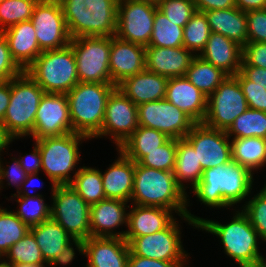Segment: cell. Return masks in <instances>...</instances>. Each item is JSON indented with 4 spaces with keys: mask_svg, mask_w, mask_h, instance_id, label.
Wrapping results in <instances>:
<instances>
[{
    "mask_svg": "<svg viewBox=\"0 0 266 267\" xmlns=\"http://www.w3.org/2000/svg\"><path fill=\"white\" fill-rule=\"evenodd\" d=\"M45 91L25 72L11 79V96L3 125L16 138L30 136Z\"/></svg>",
    "mask_w": 266,
    "mask_h": 267,
    "instance_id": "ba28073f",
    "label": "cell"
},
{
    "mask_svg": "<svg viewBox=\"0 0 266 267\" xmlns=\"http://www.w3.org/2000/svg\"><path fill=\"white\" fill-rule=\"evenodd\" d=\"M51 190V219L73 239L85 241L91 237L90 205L70 185H56Z\"/></svg>",
    "mask_w": 266,
    "mask_h": 267,
    "instance_id": "9c48e42d",
    "label": "cell"
},
{
    "mask_svg": "<svg viewBox=\"0 0 266 267\" xmlns=\"http://www.w3.org/2000/svg\"><path fill=\"white\" fill-rule=\"evenodd\" d=\"M0 267H12V264L3 261H0Z\"/></svg>",
    "mask_w": 266,
    "mask_h": 267,
    "instance_id": "e7e4bbea",
    "label": "cell"
},
{
    "mask_svg": "<svg viewBox=\"0 0 266 267\" xmlns=\"http://www.w3.org/2000/svg\"><path fill=\"white\" fill-rule=\"evenodd\" d=\"M240 84L242 92L247 101L248 107L266 112V90L248 80L240 71L234 76Z\"/></svg>",
    "mask_w": 266,
    "mask_h": 267,
    "instance_id": "bcb514c9",
    "label": "cell"
},
{
    "mask_svg": "<svg viewBox=\"0 0 266 267\" xmlns=\"http://www.w3.org/2000/svg\"><path fill=\"white\" fill-rule=\"evenodd\" d=\"M20 166L27 174L39 173L41 171V154L38 145L35 143L32 153L18 158Z\"/></svg>",
    "mask_w": 266,
    "mask_h": 267,
    "instance_id": "db71d44e",
    "label": "cell"
},
{
    "mask_svg": "<svg viewBox=\"0 0 266 267\" xmlns=\"http://www.w3.org/2000/svg\"><path fill=\"white\" fill-rule=\"evenodd\" d=\"M13 165L9 166H4L3 167V162L1 161V156H0V190L3 188V180L8 181V185H13L17 188V192H19L22 183L25 181L27 177V173L25 170L20 166L19 160L15 157L12 158ZM7 169H6V168ZM6 178V179H5ZM13 183V184H12Z\"/></svg>",
    "mask_w": 266,
    "mask_h": 267,
    "instance_id": "f907efd6",
    "label": "cell"
},
{
    "mask_svg": "<svg viewBox=\"0 0 266 267\" xmlns=\"http://www.w3.org/2000/svg\"><path fill=\"white\" fill-rule=\"evenodd\" d=\"M248 43H266V9L246 12Z\"/></svg>",
    "mask_w": 266,
    "mask_h": 267,
    "instance_id": "c3c4849f",
    "label": "cell"
},
{
    "mask_svg": "<svg viewBox=\"0 0 266 267\" xmlns=\"http://www.w3.org/2000/svg\"><path fill=\"white\" fill-rule=\"evenodd\" d=\"M229 138L261 137L266 139V112L248 108L226 131Z\"/></svg>",
    "mask_w": 266,
    "mask_h": 267,
    "instance_id": "d590c367",
    "label": "cell"
},
{
    "mask_svg": "<svg viewBox=\"0 0 266 267\" xmlns=\"http://www.w3.org/2000/svg\"><path fill=\"white\" fill-rule=\"evenodd\" d=\"M59 2L71 39L115 36L118 0H59Z\"/></svg>",
    "mask_w": 266,
    "mask_h": 267,
    "instance_id": "3957f363",
    "label": "cell"
},
{
    "mask_svg": "<svg viewBox=\"0 0 266 267\" xmlns=\"http://www.w3.org/2000/svg\"><path fill=\"white\" fill-rule=\"evenodd\" d=\"M175 179L173 171L157 170L135 163L133 191L130 202L139 206L172 210L189 225L197 228L203 218L187 209L189 199Z\"/></svg>",
    "mask_w": 266,
    "mask_h": 267,
    "instance_id": "6da1fadb",
    "label": "cell"
},
{
    "mask_svg": "<svg viewBox=\"0 0 266 267\" xmlns=\"http://www.w3.org/2000/svg\"><path fill=\"white\" fill-rule=\"evenodd\" d=\"M197 229L216 235L221 240L224 253L235 260L239 267L255 266L260 256L257 241L261 238L242 209L234 213L229 223L203 219Z\"/></svg>",
    "mask_w": 266,
    "mask_h": 267,
    "instance_id": "5b68a950",
    "label": "cell"
},
{
    "mask_svg": "<svg viewBox=\"0 0 266 267\" xmlns=\"http://www.w3.org/2000/svg\"><path fill=\"white\" fill-rule=\"evenodd\" d=\"M12 198L16 197V202L19 203L20 208L14 211L15 214L26 224L29 228L39 225L43 221L51 218V206L44 201L42 194L39 196H19L13 194Z\"/></svg>",
    "mask_w": 266,
    "mask_h": 267,
    "instance_id": "74e56055",
    "label": "cell"
},
{
    "mask_svg": "<svg viewBox=\"0 0 266 267\" xmlns=\"http://www.w3.org/2000/svg\"><path fill=\"white\" fill-rule=\"evenodd\" d=\"M22 72L11 56L6 37L0 31V82L9 81Z\"/></svg>",
    "mask_w": 266,
    "mask_h": 267,
    "instance_id": "7dc6e473",
    "label": "cell"
},
{
    "mask_svg": "<svg viewBox=\"0 0 266 267\" xmlns=\"http://www.w3.org/2000/svg\"><path fill=\"white\" fill-rule=\"evenodd\" d=\"M177 152V139L170 138L152 152H147L138 163L157 170L174 171Z\"/></svg>",
    "mask_w": 266,
    "mask_h": 267,
    "instance_id": "7bdbcfd3",
    "label": "cell"
},
{
    "mask_svg": "<svg viewBox=\"0 0 266 267\" xmlns=\"http://www.w3.org/2000/svg\"><path fill=\"white\" fill-rule=\"evenodd\" d=\"M29 231L34 235L47 264L59 255L63 247L73 239L59 223L51 218L30 227Z\"/></svg>",
    "mask_w": 266,
    "mask_h": 267,
    "instance_id": "f546056e",
    "label": "cell"
},
{
    "mask_svg": "<svg viewBox=\"0 0 266 267\" xmlns=\"http://www.w3.org/2000/svg\"><path fill=\"white\" fill-rule=\"evenodd\" d=\"M16 138L6 129L2 122H0V155L1 152L8 148V145Z\"/></svg>",
    "mask_w": 266,
    "mask_h": 267,
    "instance_id": "94428289",
    "label": "cell"
},
{
    "mask_svg": "<svg viewBox=\"0 0 266 267\" xmlns=\"http://www.w3.org/2000/svg\"><path fill=\"white\" fill-rule=\"evenodd\" d=\"M117 151L119 156L115 162L103 172L104 174L101 171L103 191L108 199L130 202L135 162L126 157L120 150L117 149Z\"/></svg>",
    "mask_w": 266,
    "mask_h": 267,
    "instance_id": "83f0119b",
    "label": "cell"
},
{
    "mask_svg": "<svg viewBox=\"0 0 266 267\" xmlns=\"http://www.w3.org/2000/svg\"><path fill=\"white\" fill-rule=\"evenodd\" d=\"M86 267H127L129 245L118 237H89L84 241Z\"/></svg>",
    "mask_w": 266,
    "mask_h": 267,
    "instance_id": "44dd1931",
    "label": "cell"
},
{
    "mask_svg": "<svg viewBox=\"0 0 266 267\" xmlns=\"http://www.w3.org/2000/svg\"><path fill=\"white\" fill-rule=\"evenodd\" d=\"M38 0H2L0 2V31L31 19Z\"/></svg>",
    "mask_w": 266,
    "mask_h": 267,
    "instance_id": "b9f144b4",
    "label": "cell"
},
{
    "mask_svg": "<svg viewBox=\"0 0 266 267\" xmlns=\"http://www.w3.org/2000/svg\"><path fill=\"white\" fill-rule=\"evenodd\" d=\"M165 99L186 113L195 123L204 121L208 98L185 76L169 78Z\"/></svg>",
    "mask_w": 266,
    "mask_h": 267,
    "instance_id": "7402d4cb",
    "label": "cell"
},
{
    "mask_svg": "<svg viewBox=\"0 0 266 267\" xmlns=\"http://www.w3.org/2000/svg\"><path fill=\"white\" fill-rule=\"evenodd\" d=\"M240 72L250 81L260 86H265L266 90V69L255 66H241Z\"/></svg>",
    "mask_w": 266,
    "mask_h": 267,
    "instance_id": "9f6ffc18",
    "label": "cell"
},
{
    "mask_svg": "<svg viewBox=\"0 0 266 267\" xmlns=\"http://www.w3.org/2000/svg\"><path fill=\"white\" fill-rule=\"evenodd\" d=\"M11 80L0 82V122H3L4 115L10 102Z\"/></svg>",
    "mask_w": 266,
    "mask_h": 267,
    "instance_id": "6f0895ef",
    "label": "cell"
},
{
    "mask_svg": "<svg viewBox=\"0 0 266 267\" xmlns=\"http://www.w3.org/2000/svg\"><path fill=\"white\" fill-rule=\"evenodd\" d=\"M184 138L194 148L203 170L232 160L231 141L226 131L196 123Z\"/></svg>",
    "mask_w": 266,
    "mask_h": 267,
    "instance_id": "e0dca14e",
    "label": "cell"
},
{
    "mask_svg": "<svg viewBox=\"0 0 266 267\" xmlns=\"http://www.w3.org/2000/svg\"><path fill=\"white\" fill-rule=\"evenodd\" d=\"M137 109L139 126L156 129L169 138H184L196 124L166 99L140 104Z\"/></svg>",
    "mask_w": 266,
    "mask_h": 267,
    "instance_id": "9a60e30c",
    "label": "cell"
},
{
    "mask_svg": "<svg viewBox=\"0 0 266 267\" xmlns=\"http://www.w3.org/2000/svg\"><path fill=\"white\" fill-rule=\"evenodd\" d=\"M140 1H148V2H152V3H157L158 0H140Z\"/></svg>",
    "mask_w": 266,
    "mask_h": 267,
    "instance_id": "03108f58",
    "label": "cell"
},
{
    "mask_svg": "<svg viewBox=\"0 0 266 267\" xmlns=\"http://www.w3.org/2000/svg\"><path fill=\"white\" fill-rule=\"evenodd\" d=\"M253 174L231 160L223 165L205 169L193 188L199 202L207 207H230L243 201L253 188Z\"/></svg>",
    "mask_w": 266,
    "mask_h": 267,
    "instance_id": "7a4b0ae2",
    "label": "cell"
},
{
    "mask_svg": "<svg viewBox=\"0 0 266 267\" xmlns=\"http://www.w3.org/2000/svg\"><path fill=\"white\" fill-rule=\"evenodd\" d=\"M85 139L90 138L72 132L35 140L41 154V170L50 179L52 188L56 185H69L73 180L70 172H78L76 165L80 161L79 145L82 140L86 141Z\"/></svg>",
    "mask_w": 266,
    "mask_h": 267,
    "instance_id": "52a82bcc",
    "label": "cell"
},
{
    "mask_svg": "<svg viewBox=\"0 0 266 267\" xmlns=\"http://www.w3.org/2000/svg\"><path fill=\"white\" fill-rule=\"evenodd\" d=\"M183 31V47L192 51L195 55H199L205 48L211 34L205 13L196 11L189 22L183 27Z\"/></svg>",
    "mask_w": 266,
    "mask_h": 267,
    "instance_id": "f35d334b",
    "label": "cell"
},
{
    "mask_svg": "<svg viewBox=\"0 0 266 267\" xmlns=\"http://www.w3.org/2000/svg\"><path fill=\"white\" fill-rule=\"evenodd\" d=\"M116 87L112 83L79 82L66 94L73 132L92 139L101 131L108 97Z\"/></svg>",
    "mask_w": 266,
    "mask_h": 267,
    "instance_id": "277c9868",
    "label": "cell"
},
{
    "mask_svg": "<svg viewBox=\"0 0 266 267\" xmlns=\"http://www.w3.org/2000/svg\"><path fill=\"white\" fill-rule=\"evenodd\" d=\"M157 4L140 0H118L117 27L119 39L148 46L154 26Z\"/></svg>",
    "mask_w": 266,
    "mask_h": 267,
    "instance_id": "7c38bea8",
    "label": "cell"
},
{
    "mask_svg": "<svg viewBox=\"0 0 266 267\" xmlns=\"http://www.w3.org/2000/svg\"><path fill=\"white\" fill-rule=\"evenodd\" d=\"M235 6L243 12L266 9V0H234Z\"/></svg>",
    "mask_w": 266,
    "mask_h": 267,
    "instance_id": "680465c9",
    "label": "cell"
},
{
    "mask_svg": "<svg viewBox=\"0 0 266 267\" xmlns=\"http://www.w3.org/2000/svg\"><path fill=\"white\" fill-rule=\"evenodd\" d=\"M169 78L150 72L147 69L125 78L117 85L136 106L165 99L167 82Z\"/></svg>",
    "mask_w": 266,
    "mask_h": 267,
    "instance_id": "d4e9b609",
    "label": "cell"
},
{
    "mask_svg": "<svg viewBox=\"0 0 266 267\" xmlns=\"http://www.w3.org/2000/svg\"><path fill=\"white\" fill-rule=\"evenodd\" d=\"M176 218L163 230L133 238L129 255L162 261H186L189 257L181 241V229Z\"/></svg>",
    "mask_w": 266,
    "mask_h": 267,
    "instance_id": "4fadbf2b",
    "label": "cell"
},
{
    "mask_svg": "<svg viewBox=\"0 0 266 267\" xmlns=\"http://www.w3.org/2000/svg\"><path fill=\"white\" fill-rule=\"evenodd\" d=\"M185 77L208 98L228 75L196 55Z\"/></svg>",
    "mask_w": 266,
    "mask_h": 267,
    "instance_id": "836d02e7",
    "label": "cell"
},
{
    "mask_svg": "<svg viewBox=\"0 0 266 267\" xmlns=\"http://www.w3.org/2000/svg\"><path fill=\"white\" fill-rule=\"evenodd\" d=\"M248 104L234 76H228L207 99V113L202 122L207 127L227 131Z\"/></svg>",
    "mask_w": 266,
    "mask_h": 267,
    "instance_id": "8fae6325",
    "label": "cell"
},
{
    "mask_svg": "<svg viewBox=\"0 0 266 267\" xmlns=\"http://www.w3.org/2000/svg\"><path fill=\"white\" fill-rule=\"evenodd\" d=\"M145 46L111 37L109 70L111 83L118 85L125 78L146 69Z\"/></svg>",
    "mask_w": 266,
    "mask_h": 267,
    "instance_id": "d6986e66",
    "label": "cell"
},
{
    "mask_svg": "<svg viewBox=\"0 0 266 267\" xmlns=\"http://www.w3.org/2000/svg\"><path fill=\"white\" fill-rule=\"evenodd\" d=\"M245 203L242 211L247 215L261 240L266 242V187H262L259 193Z\"/></svg>",
    "mask_w": 266,
    "mask_h": 267,
    "instance_id": "ee69618b",
    "label": "cell"
},
{
    "mask_svg": "<svg viewBox=\"0 0 266 267\" xmlns=\"http://www.w3.org/2000/svg\"><path fill=\"white\" fill-rule=\"evenodd\" d=\"M70 45L76 58L79 82L111 83V37L72 38Z\"/></svg>",
    "mask_w": 266,
    "mask_h": 267,
    "instance_id": "30bf717a",
    "label": "cell"
},
{
    "mask_svg": "<svg viewBox=\"0 0 266 267\" xmlns=\"http://www.w3.org/2000/svg\"><path fill=\"white\" fill-rule=\"evenodd\" d=\"M5 256L7 259L3 260L10 264H47L42 257L34 235L30 231L12 245Z\"/></svg>",
    "mask_w": 266,
    "mask_h": 267,
    "instance_id": "60d3db41",
    "label": "cell"
},
{
    "mask_svg": "<svg viewBox=\"0 0 266 267\" xmlns=\"http://www.w3.org/2000/svg\"><path fill=\"white\" fill-rule=\"evenodd\" d=\"M169 209L132 204L127 213V230L124 239L129 243L133 238L153 234L165 229L175 218Z\"/></svg>",
    "mask_w": 266,
    "mask_h": 267,
    "instance_id": "cb8c5ba5",
    "label": "cell"
},
{
    "mask_svg": "<svg viewBox=\"0 0 266 267\" xmlns=\"http://www.w3.org/2000/svg\"><path fill=\"white\" fill-rule=\"evenodd\" d=\"M204 13L211 32L222 34L242 47L248 43L246 12L233 7Z\"/></svg>",
    "mask_w": 266,
    "mask_h": 267,
    "instance_id": "f1b7e54d",
    "label": "cell"
},
{
    "mask_svg": "<svg viewBox=\"0 0 266 267\" xmlns=\"http://www.w3.org/2000/svg\"><path fill=\"white\" fill-rule=\"evenodd\" d=\"M195 56L192 51L183 46L146 47V69L167 78L185 76Z\"/></svg>",
    "mask_w": 266,
    "mask_h": 267,
    "instance_id": "603a6c76",
    "label": "cell"
},
{
    "mask_svg": "<svg viewBox=\"0 0 266 267\" xmlns=\"http://www.w3.org/2000/svg\"><path fill=\"white\" fill-rule=\"evenodd\" d=\"M241 66H255L266 69V43H247L242 47Z\"/></svg>",
    "mask_w": 266,
    "mask_h": 267,
    "instance_id": "681fc988",
    "label": "cell"
},
{
    "mask_svg": "<svg viewBox=\"0 0 266 267\" xmlns=\"http://www.w3.org/2000/svg\"><path fill=\"white\" fill-rule=\"evenodd\" d=\"M38 175H39L38 173L28 174L27 177H26V179H25V181L22 183V186H21L19 192L16 195H19V196H29V197L39 196L40 193H37V194H33L32 195V194H30L31 191L30 192L28 191L32 186L34 187L36 185L34 183L37 182V181H35L36 179L37 180L39 179V176ZM30 185H31V187H30ZM28 187H29V189H28ZM41 187H43V186L41 185Z\"/></svg>",
    "mask_w": 266,
    "mask_h": 267,
    "instance_id": "91938a15",
    "label": "cell"
},
{
    "mask_svg": "<svg viewBox=\"0 0 266 267\" xmlns=\"http://www.w3.org/2000/svg\"><path fill=\"white\" fill-rule=\"evenodd\" d=\"M3 257H4V256L0 253V261H1L2 259H4ZM1 258H2V259H1Z\"/></svg>",
    "mask_w": 266,
    "mask_h": 267,
    "instance_id": "003e7915",
    "label": "cell"
},
{
    "mask_svg": "<svg viewBox=\"0 0 266 267\" xmlns=\"http://www.w3.org/2000/svg\"><path fill=\"white\" fill-rule=\"evenodd\" d=\"M203 171L192 145L185 138L177 139L176 161L173 171L177 184L186 192L188 185L185 187L183 182H189L193 189L201 180Z\"/></svg>",
    "mask_w": 266,
    "mask_h": 267,
    "instance_id": "1f68e13d",
    "label": "cell"
},
{
    "mask_svg": "<svg viewBox=\"0 0 266 267\" xmlns=\"http://www.w3.org/2000/svg\"><path fill=\"white\" fill-rule=\"evenodd\" d=\"M69 103L66 94L44 93L37 109L34 140L72 133Z\"/></svg>",
    "mask_w": 266,
    "mask_h": 267,
    "instance_id": "ac0fdd59",
    "label": "cell"
},
{
    "mask_svg": "<svg viewBox=\"0 0 266 267\" xmlns=\"http://www.w3.org/2000/svg\"><path fill=\"white\" fill-rule=\"evenodd\" d=\"M8 42L12 58L25 71L43 52L36 37L33 23L24 21L2 31Z\"/></svg>",
    "mask_w": 266,
    "mask_h": 267,
    "instance_id": "484cf974",
    "label": "cell"
},
{
    "mask_svg": "<svg viewBox=\"0 0 266 267\" xmlns=\"http://www.w3.org/2000/svg\"><path fill=\"white\" fill-rule=\"evenodd\" d=\"M231 153L233 161L254 174V171L266 164V139L261 137L233 138Z\"/></svg>",
    "mask_w": 266,
    "mask_h": 267,
    "instance_id": "d6a6232c",
    "label": "cell"
},
{
    "mask_svg": "<svg viewBox=\"0 0 266 267\" xmlns=\"http://www.w3.org/2000/svg\"><path fill=\"white\" fill-rule=\"evenodd\" d=\"M30 228L12 210L0 207V253L5 257L9 248L23 238Z\"/></svg>",
    "mask_w": 266,
    "mask_h": 267,
    "instance_id": "ab89813d",
    "label": "cell"
},
{
    "mask_svg": "<svg viewBox=\"0 0 266 267\" xmlns=\"http://www.w3.org/2000/svg\"><path fill=\"white\" fill-rule=\"evenodd\" d=\"M254 267H266V258L260 254Z\"/></svg>",
    "mask_w": 266,
    "mask_h": 267,
    "instance_id": "be15d7a7",
    "label": "cell"
},
{
    "mask_svg": "<svg viewBox=\"0 0 266 267\" xmlns=\"http://www.w3.org/2000/svg\"><path fill=\"white\" fill-rule=\"evenodd\" d=\"M12 267H48V264H12Z\"/></svg>",
    "mask_w": 266,
    "mask_h": 267,
    "instance_id": "6125c7cd",
    "label": "cell"
},
{
    "mask_svg": "<svg viewBox=\"0 0 266 267\" xmlns=\"http://www.w3.org/2000/svg\"><path fill=\"white\" fill-rule=\"evenodd\" d=\"M70 186L89 204L106 199L103 191L101 171L96 167H80L73 175Z\"/></svg>",
    "mask_w": 266,
    "mask_h": 267,
    "instance_id": "e575fe53",
    "label": "cell"
},
{
    "mask_svg": "<svg viewBox=\"0 0 266 267\" xmlns=\"http://www.w3.org/2000/svg\"><path fill=\"white\" fill-rule=\"evenodd\" d=\"M188 261H162L129 255L127 267H184Z\"/></svg>",
    "mask_w": 266,
    "mask_h": 267,
    "instance_id": "f5cc1de1",
    "label": "cell"
},
{
    "mask_svg": "<svg viewBox=\"0 0 266 267\" xmlns=\"http://www.w3.org/2000/svg\"><path fill=\"white\" fill-rule=\"evenodd\" d=\"M169 139L167 135L156 129L138 126L118 150L135 163H138L147 155V152L156 150Z\"/></svg>",
    "mask_w": 266,
    "mask_h": 267,
    "instance_id": "4dcf8cb0",
    "label": "cell"
},
{
    "mask_svg": "<svg viewBox=\"0 0 266 267\" xmlns=\"http://www.w3.org/2000/svg\"><path fill=\"white\" fill-rule=\"evenodd\" d=\"M196 10L201 12L236 7L234 0H193Z\"/></svg>",
    "mask_w": 266,
    "mask_h": 267,
    "instance_id": "11a10c76",
    "label": "cell"
},
{
    "mask_svg": "<svg viewBox=\"0 0 266 267\" xmlns=\"http://www.w3.org/2000/svg\"><path fill=\"white\" fill-rule=\"evenodd\" d=\"M128 202L104 199L90 205V236L91 237H118L123 238L125 231L114 232L116 228L127 225Z\"/></svg>",
    "mask_w": 266,
    "mask_h": 267,
    "instance_id": "ffe728a7",
    "label": "cell"
},
{
    "mask_svg": "<svg viewBox=\"0 0 266 267\" xmlns=\"http://www.w3.org/2000/svg\"><path fill=\"white\" fill-rule=\"evenodd\" d=\"M25 72L45 93L67 94L79 83L76 58L70 44L43 51Z\"/></svg>",
    "mask_w": 266,
    "mask_h": 267,
    "instance_id": "8992f818",
    "label": "cell"
},
{
    "mask_svg": "<svg viewBox=\"0 0 266 267\" xmlns=\"http://www.w3.org/2000/svg\"><path fill=\"white\" fill-rule=\"evenodd\" d=\"M183 27L169 21L158 9L154 16V26L149 45L146 47L175 48L183 46Z\"/></svg>",
    "mask_w": 266,
    "mask_h": 267,
    "instance_id": "8d00e7d4",
    "label": "cell"
},
{
    "mask_svg": "<svg viewBox=\"0 0 266 267\" xmlns=\"http://www.w3.org/2000/svg\"><path fill=\"white\" fill-rule=\"evenodd\" d=\"M75 245V249L78 250L79 253L84 255L85 244L84 240L72 239L67 245H65L62 249V252L55 256V258L48 264V267H56L58 265H67L72 263L75 259V250L72 247Z\"/></svg>",
    "mask_w": 266,
    "mask_h": 267,
    "instance_id": "816d5d0a",
    "label": "cell"
},
{
    "mask_svg": "<svg viewBox=\"0 0 266 267\" xmlns=\"http://www.w3.org/2000/svg\"><path fill=\"white\" fill-rule=\"evenodd\" d=\"M198 56L228 76H235L242 64V46L222 34L211 32L205 48Z\"/></svg>",
    "mask_w": 266,
    "mask_h": 267,
    "instance_id": "4316f807",
    "label": "cell"
},
{
    "mask_svg": "<svg viewBox=\"0 0 266 267\" xmlns=\"http://www.w3.org/2000/svg\"><path fill=\"white\" fill-rule=\"evenodd\" d=\"M30 21L42 51L60 49L70 44L71 37L59 0H38Z\"/></svg>",
    "mask_w": 266,
    "mask_h": 267,
    "instance_id": "5bb4252c",
    "label": "cell"
},
{
    "mask_svg": "<svg viewBox=\"0 0 266 267\" xmlns=\"http://www.w3.org/2000/svg\"><path fill=\"white\" fill-rule=\"evenodd\" d=\"M138 126L137 106L116 87L108 97L101 131L94 138L109 135L118 149Z\"/></svg>",
    "mask_w": 266,
    "mask_h": 267,
    "instance_id": "2e32d148",
    "label": "cell"
},
{
    "mask_svg": "<svg viewBox=\"0 0 266 267\" xmlns=\"http://www.w3.org/2000/svg\"><path fill=\"white\" fill-rule=\"evenodd\" d=\"M158 10L175 25L184 27L197 11L193 0H158Z\"/></svg>",
    "mask_w": 266,
    "mask_h": 267,
    "instance_id": "f6af8a7d",
    "label": "cell"
}]
</instances>
